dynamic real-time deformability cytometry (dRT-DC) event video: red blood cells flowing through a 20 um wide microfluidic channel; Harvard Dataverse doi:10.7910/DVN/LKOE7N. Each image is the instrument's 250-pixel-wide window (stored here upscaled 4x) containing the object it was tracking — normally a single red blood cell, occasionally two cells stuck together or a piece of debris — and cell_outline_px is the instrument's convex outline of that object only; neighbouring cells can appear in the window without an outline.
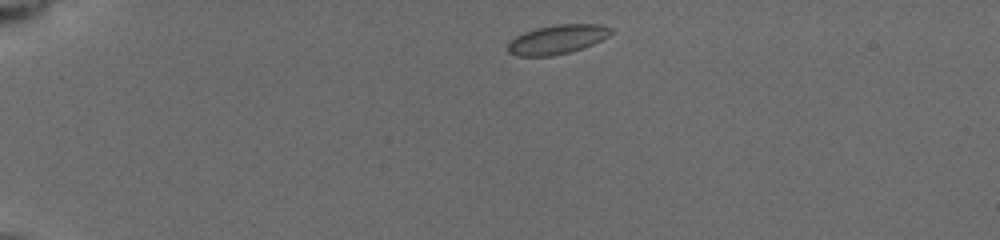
{"species": "common noctule bat (a hibernating species)", "species_latin": "Nyctalus noctula", "temperature_condition": "cold", "stored_images_in_passage": 22, "camera_frame_rate_fps": 3000, "um_per_image_px": 0.085, "animal": {"sex": "female", "body_mass_g": 19.5, "forearm_length_mm": 54.1}, "frame": {"image": 1, "passage_image": 1, "time_ms": 0.0, "image_size_px": [1000, 240], "cell_outline_px": [[612, 32], [608, 36], [592, 44], [568, 52], [552, 56], [516, 56], [508, 52], [508, 44], [516, 36], [524, 32], [536, 28], [556, 24], [600, 24], [612, 28]], "centroid_in_image_um": [47.35, 3.34], "position_along_channel_um": 37.7, "area_um2": 17.34}}
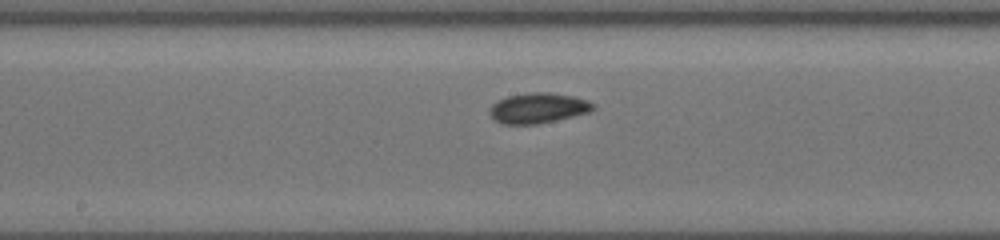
{"frame": {"image": 2, "passage_image": 13, "time_ms": 6.0, "image_size_px": [1000, 240], "cell_outline_px": [[596, 108], [588, 112], [556, 120], [536, 124], [500, 124], [492, 116], [492, 104], [508, 96], [532, 92], [548, 92], [572, 96], [588, 100], [596, 104]], "centroid_in_image_um": [45.79, 9.18], "position_along_channel_um": 202.4, "area_um2": 17.98}}
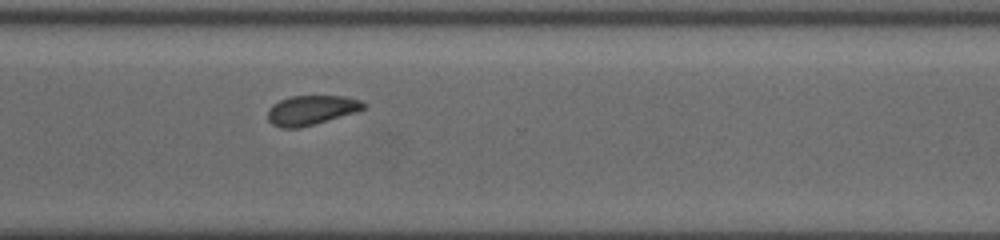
{"frame": {"image": 3, "passage_image": 22, "time_ms": 9.667, "image_size_px": [1000, 240], "cell_outline_px": [[368, 104], [364, 108], [352, 112], [312, 124], [296, 128], [280, 128], [272, 124], [268, 120], [268, 108], [272, 104], [280, 100], [292, 96], [344, 96], [360, 100]], "centroid_in_image_um": [26.4, 9.34], "position_along_channel_um": 344.2, "area_um2": 16.13}}